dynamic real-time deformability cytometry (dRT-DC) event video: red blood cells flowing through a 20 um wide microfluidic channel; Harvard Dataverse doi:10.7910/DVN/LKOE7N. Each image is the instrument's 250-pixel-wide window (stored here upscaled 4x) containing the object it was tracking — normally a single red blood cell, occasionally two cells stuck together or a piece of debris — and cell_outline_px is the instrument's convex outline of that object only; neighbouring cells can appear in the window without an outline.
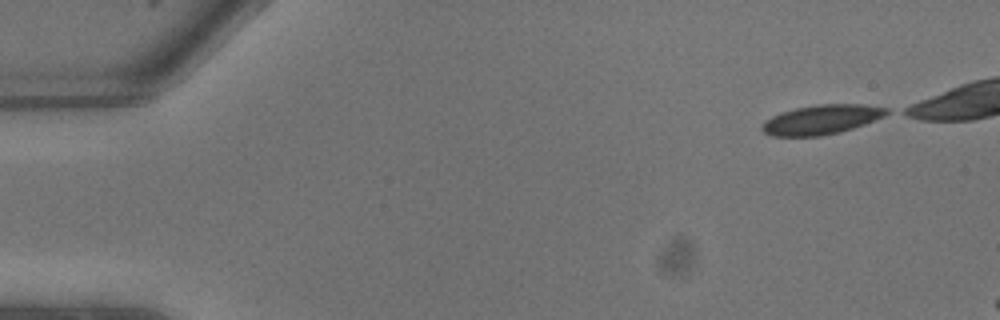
{"species": "common noctule bat (a hibernating species)", "species_latin": "Nyctalus noctula", "temperature_condition": "warm", "stored_images_in_passage": 7, "camera_frame_rate_fps": 3000, "um_per_image_px": 0.085, "animal": {"sex": "male", "body_mass_g": 13.3}, "frame": {"image": 1, "passage_image": 1, "time_ms": 0.0, "image_size_px": [1000, 320], "cell_outline_px": [[892, 112], [884, 116], [864, 124], [840, 132], [820, 136], [772, 136], [764, 132], [760, 128], [764, 120], [780, 112], [796, 108], [820, 104], [860, 104], [888, 108]], "centroid_in_image_um": [69.81, 10.16], "position_along_channel_um": 15.2, "area_um2": 21.39}}